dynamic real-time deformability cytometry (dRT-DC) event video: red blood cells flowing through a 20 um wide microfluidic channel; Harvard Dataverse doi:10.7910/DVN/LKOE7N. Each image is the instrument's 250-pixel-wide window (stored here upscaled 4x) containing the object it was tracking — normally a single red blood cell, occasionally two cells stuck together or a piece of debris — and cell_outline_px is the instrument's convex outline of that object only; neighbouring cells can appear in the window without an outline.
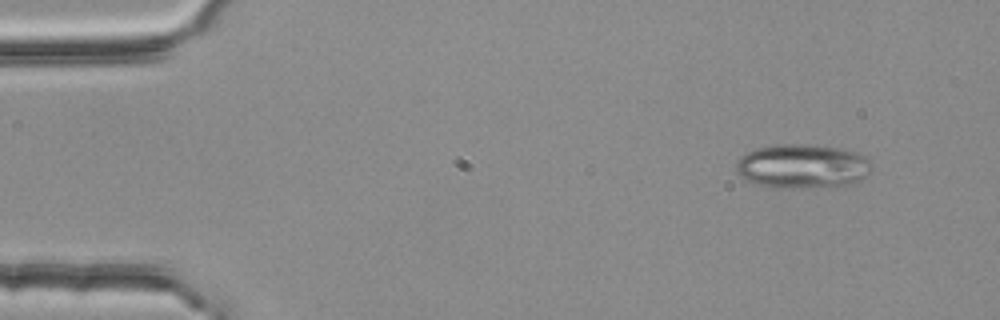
{"species": "common noctule bat (a hibernating species)", "species_latin": "Nyctalus noctula", "temperature_condition": "room temperature", "stored_images_in_passage": 3, "camera_frame_rate_fps": 3000, "um_per_image_px": 0.085, "animal": {"sex": "female", "body_mass_g": 25.1}, "frame": {"image": 1, "passage_image": 1, "time_ms": 0.0, "image_size_px": [1000, 320], "cell_outline_px": [[872, 168], [868, 176], [860, 180], [848, 184], [792, 188], [772, 188], [752, 184], [740, 176], [736, 172], [736, 160], [744, 152], [756, 148], [776, 144], [808, 144], [840, 148], [856, 152], [864, 156], [868, 160]], "centroid_in_image_um": [68.13, 14.12], "position_along_channel_um": 16.9, "area_um2": 35.26}}